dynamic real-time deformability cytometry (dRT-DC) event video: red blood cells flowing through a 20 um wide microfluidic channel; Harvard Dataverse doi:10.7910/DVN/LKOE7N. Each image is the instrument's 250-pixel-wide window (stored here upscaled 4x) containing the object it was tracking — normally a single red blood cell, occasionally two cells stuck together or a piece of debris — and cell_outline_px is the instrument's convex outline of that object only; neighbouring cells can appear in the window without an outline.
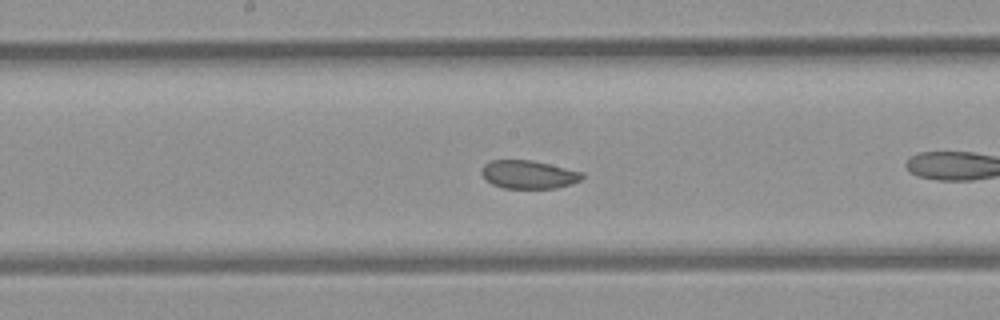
{"species": "common noctule bat (a hibernating species)", "species_latin": "Nyctalus noctula", "temperature_condition": "room temperature", "stored_images_in_passage": 27, "camera_frame_rate_fps": 3000, "um_per_image_px": 0.085, "animal": {"sex": "female", "body_mass_g": 21.9}, "frame": {"image": 1, "passage_image": 12, "time_ms": 3.667, "image_size_px": [1000, 320], "cell_outline_px": [[584, 176], [580, 180], [572, 184], [556, 188], [504, 188], [492, 184], [480, 172], [480, 168], [484, 164], [492, 160], [532, 160], [584, 172]], "centroid_in_image_um": [44.94, 14.83], "position_along_channel_um": 203.3, "area_um2": 16.59}, "authors_computed_cell_mechanics": {"area_um2": 17.4556, "velocity_mm_per_s": 3.8321, "shape_relaxation_time_tau1_ms": 3.8967, "shape_relaxation_time_tau2_ms": null, "deformation_change_tau1": 0.0463, "deformation_change_tau2": null}}